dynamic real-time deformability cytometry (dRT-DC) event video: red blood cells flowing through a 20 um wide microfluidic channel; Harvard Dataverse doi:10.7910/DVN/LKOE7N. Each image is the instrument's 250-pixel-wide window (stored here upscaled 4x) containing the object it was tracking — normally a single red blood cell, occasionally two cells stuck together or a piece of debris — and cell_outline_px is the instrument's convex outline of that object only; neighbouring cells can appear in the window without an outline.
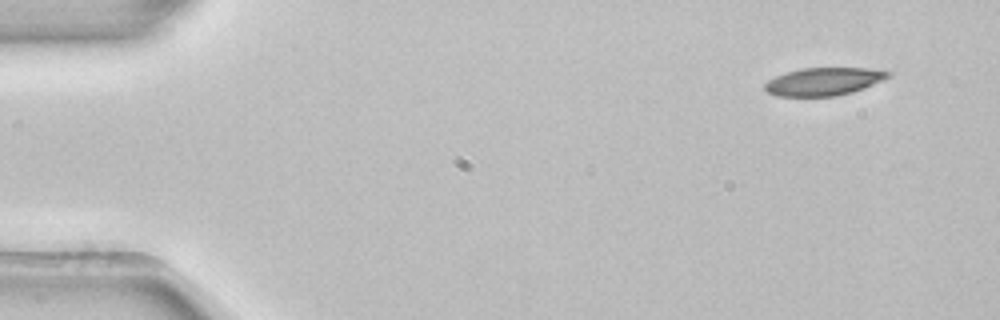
{"species": "common noctule bat (a hibernating species)", "species_latin": "Nyctalus noctula", "temperature_condition": "room temperature", "stored_images_in_passage": 4, "camera_frame_rate_fps": 3000, "um_per_image_px": 0.085, "animal": {"sex": "female", "body_mass_g": 22.7, "forearm_length_mm": 54.2}, "frame": {"image": 1, "passage_image": 1, "time_ms": 0.0, "image_size_px": [1000, 320], "cell_outline_px": [[892, 76], [864, 88], [852, 92], [836, 96], [776, 96], [768, 92], [764, 88], [764, 84], [768, 80], [776, 76], [800, 68], [864, 68], [892, 72]], "centroid_in_image_um": [70.02, 6.93], "position_along_channel_um": 15.0, "area_um2": 19.94}}
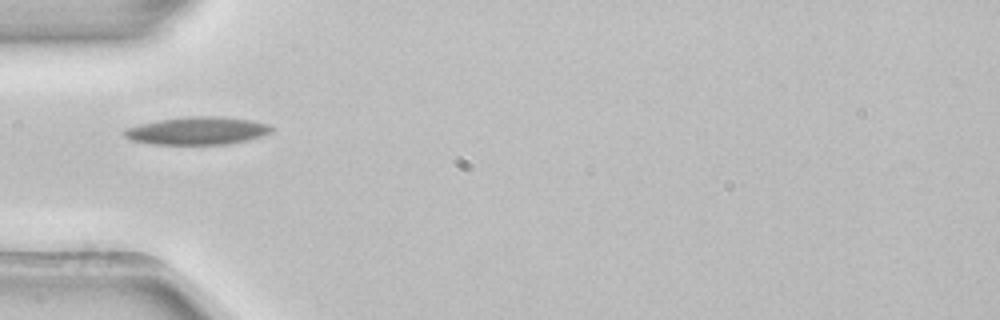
{"frame": {"image": 2, "passage_image": 4, "time_ms": 1.0, "image_size_px": [1000, 320], "cell_outline_px": [[272, 132], [264, 136], [248, 140], [228, 144], [152, 144], [132, 140], [124, 136], [124, 128], [140, 124], [160, 120], [188, 116], [224, 116], [252, 120], [268, 124], [272, 128]], "centroid_in_image_um": [16.82, 11.11], "position_along_channel_um": 68.2, "area_um2": 23.93}}